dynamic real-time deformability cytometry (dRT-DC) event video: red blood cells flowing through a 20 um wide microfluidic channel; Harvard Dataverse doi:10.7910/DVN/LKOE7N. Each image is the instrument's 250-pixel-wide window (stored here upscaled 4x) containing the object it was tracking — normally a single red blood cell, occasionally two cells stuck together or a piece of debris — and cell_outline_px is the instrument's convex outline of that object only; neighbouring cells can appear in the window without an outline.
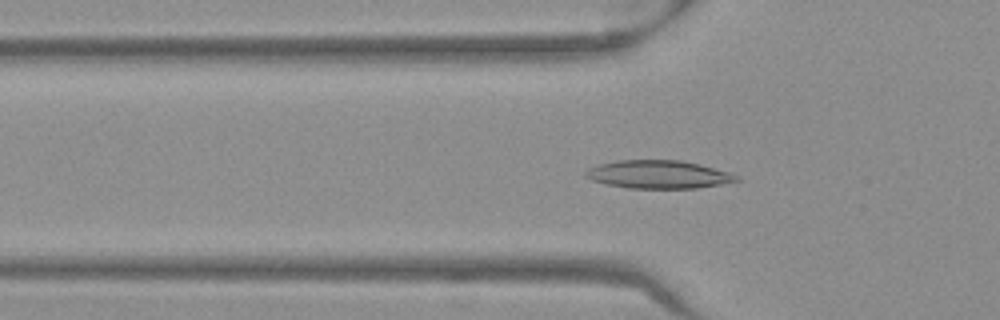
{"species": "Egyptian fruit bat (a non-hibernating species)", "species_latin": "Rousettus aegyptiacus", "temperature_condition": "warm", "stored_images_in_passage": 40, "camera_frame_rate_fps": 3000, "um_per_image_px": 0.085, "frame": {"image": 1, "passage_image": 13, "time_ms": 4.0, "image_size_px": [1000, 320], "cell_outline_px": [[740, 180], [720, 184], [696, 188], [628, 188], [604, 184], [592, 180], [584, 176], [584, 172], [588, 168], [600, 164], [616, 160], [680, 160], [700, 164], [728, 172], [740, 176]], "centroid_in_image_um": [55.94, 14.82], "position_along_channel_um": 69.9, "area_um2": 24.74}}
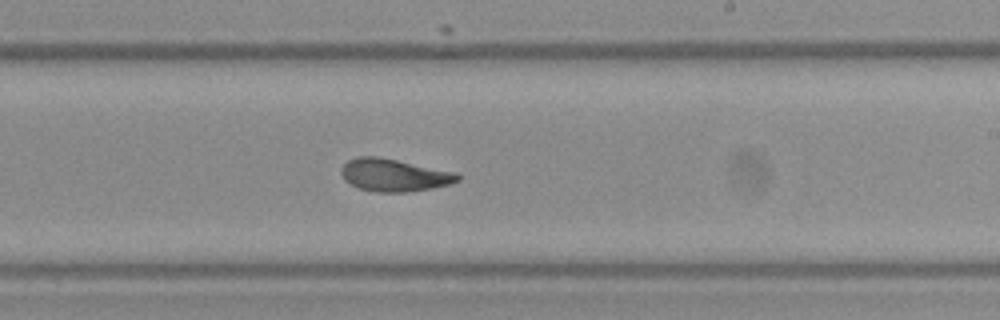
{"frame": {"image": 2, "passage_image": 27, "time_ms": 8.667, "image_size_px": [1000, 320], "cell_outline_px": [[460, 180], [448, 184], [432, 188], [404, 192], [376, 192], [360, 188], [348, 184], [344, 180], [340, 172], [340, 168], [348, 160], [356, 156], [376, 156], [456, 172], [460, 176]], "centroid_in_image_um": [33.44, 14.88], "position_along_channel_um": 255.6, "area_um2": 22.02}}
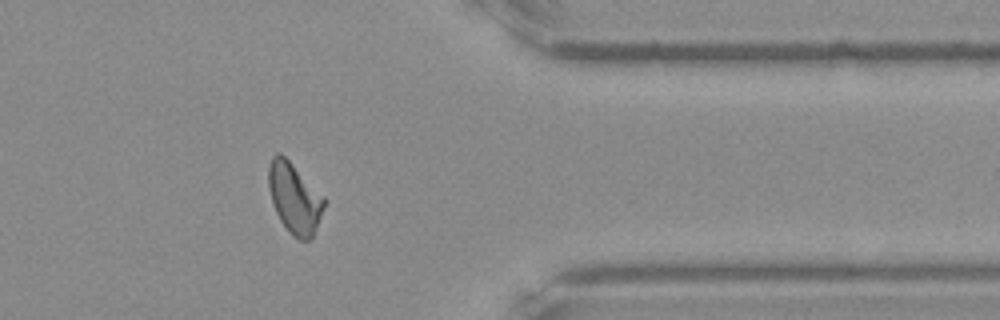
{"frame": {"image": 3, "passage_image": 38, "time_ms": 12.333, "image_size_px": [1000, 320], "cell_outline_px": [[324, 208], [316, 228], [312, 236], [308, 240], [300, 240], [292, 236], [288, 232], [280, 220], [272, 204], [268, 188], [268, 168], [272, 156], [276, 152], [280, 152], [324, 196]], "centroid_in_image_um": [25.0, 16.84], "position_along_channel_um": 386.4, "area_um2": 22.72}, "authors_computed_cell_mechanics": {"area_um2": 22.5131, "velocity_mm_per_s": 3.9688, "shape_relaxation_time_tau1_ms": 4.5075, "shape_relaxation_time_tau2_ms": 1.7186, "deformation_change_tau1": 0.1483, "deformation_change_tau2": 0.0725}}